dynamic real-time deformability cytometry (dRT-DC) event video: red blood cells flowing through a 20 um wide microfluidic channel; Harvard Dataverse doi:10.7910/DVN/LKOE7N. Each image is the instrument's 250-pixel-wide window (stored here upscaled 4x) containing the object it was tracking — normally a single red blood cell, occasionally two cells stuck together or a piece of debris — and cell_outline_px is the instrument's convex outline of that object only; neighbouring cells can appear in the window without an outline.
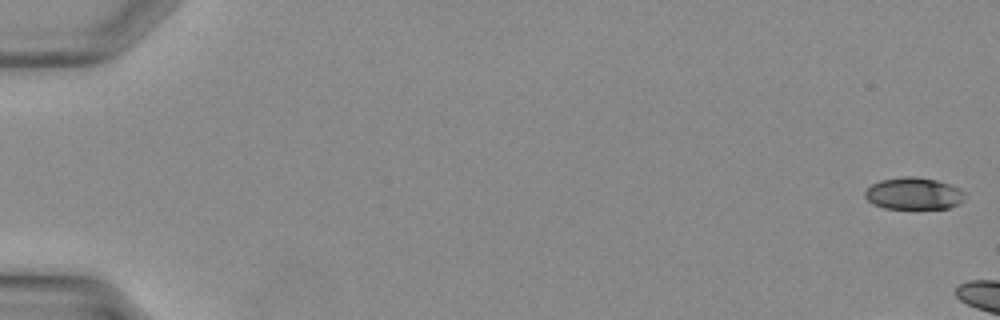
{"species": "Egyptian fruit bat (a non-hibernating species)", "species_latin": "Rousettus aegyptiacus", "temperature_condition": "warm", "stored_images_in_passage": 6, "camera_frame_rate_fps": 3000, "um_per_image_px": 0.085, "animal": {"sex": "female"}, "frame": {"image": 1, "passage_image": 1, "time_ms": 0.0, "image_size_px": [1000, 320], "cell_outline_px": [[968, 192], [964, 200], [948, 208], [884, 208], [872, 204], [864, 196], [864, 192], [872, 184], [880, 180], [904, 176], [912, 176], [936, 180], [960, 188]], "centroid_in_image_um": [77.67, 16.44], "position_along_channel_um": 7.3, "area_um2": 18.67}}